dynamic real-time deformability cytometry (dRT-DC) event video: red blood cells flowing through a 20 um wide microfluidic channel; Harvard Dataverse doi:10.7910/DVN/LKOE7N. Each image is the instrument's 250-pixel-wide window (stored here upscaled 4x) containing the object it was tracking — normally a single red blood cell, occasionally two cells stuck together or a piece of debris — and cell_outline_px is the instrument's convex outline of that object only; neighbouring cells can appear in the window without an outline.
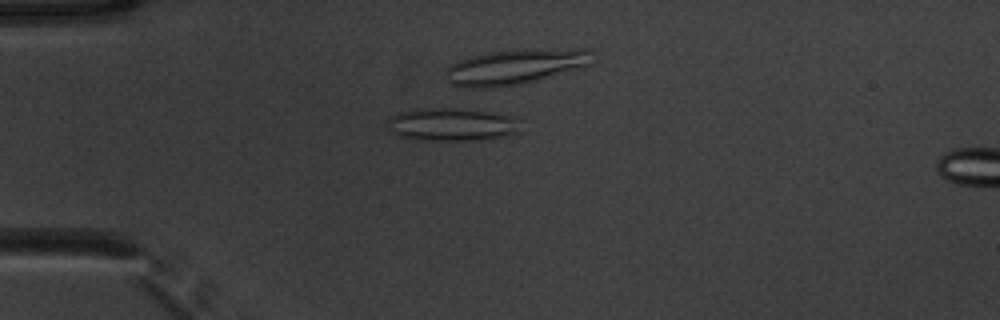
{"species": "common noctule bat (a hibernating species)", "species_latin": "Nyctalus noctula", "temperature_condition": "warm", "stored_images_in_passage": 54, "camera_frame_rate_fps": 3000, "um_per_image_px": 0.085, "animal": {"sex": "male", "body_mass_g": 20.1, "forearm_length_mm": 53.5}, "frame": {"image": 1, "passage_image": 15, "time_ms": 4.667, "image_size_px": [1000, 320], "cell_outline_px": [[520, 132], [500, 136], [476, 140], [416, 140], [400, 136], [392, 132], [388, 128], [388, 116], [396, 112], [420, 108], [460, 108], [508, 116], [520, 120]], "centroid_in_image_um": [38.33, 10.57], "position_along_channel_um": 46.7, "area_um2": 25.49}}
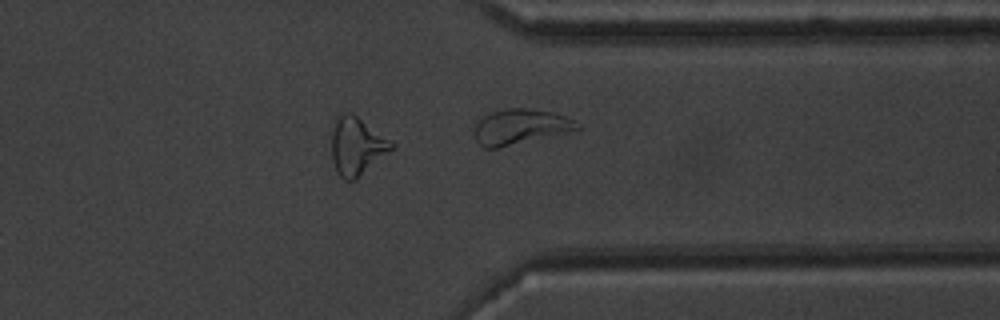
{"frame": {"image": 2, "passage_image": 43, "time_ms": 14.0, "image_size_px": [1000, 320], "cell_outline_px": [[396, 148], [356, 180], [344, 180], [336, 172], [332, 160], [332, 132], [336, 116], [344, 112], [352, 112], [392, 140], [396, 144]], "centroid_in_image_um": [30.37, 12.42], "position_along_channel_um": 381.0, "area_um2": 20.81}}
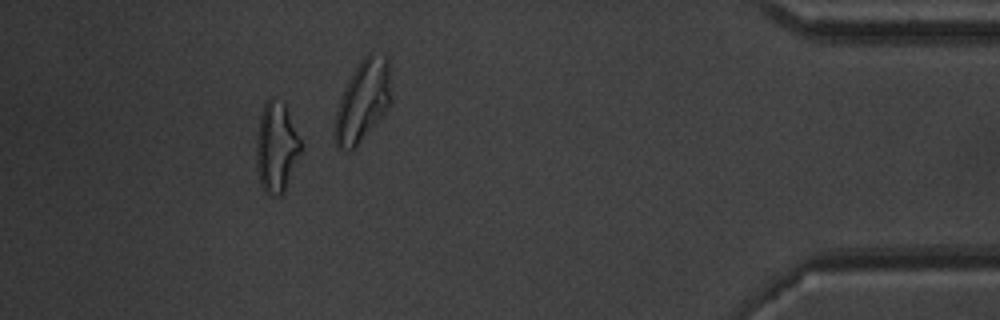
{"frame": {"image": 3, "passage_image": 49, "time_ms": 16.0, "image_size_px": [1000, 320], "cell_outline_px": [[300, 152], [284, 192], [280, 196], [276, 196], [264, 192], [260, 184], [256, 168], [256, 136], [260, 116], [264, 104], [268, 96], [272, 96], [284, 104], [288, 112], [300, 140]], "centroid_in_image_um": [23.45, 12.52], "position_along_channel_um": 411.8, "area_um2": 23.29}, "authors_computed_cell_mechanics": {"area_um2": 20.9525, "velocity_mm_per_s": 3.8751, "shape_relaxation_time_tau1_ms": null, "shape_relaxation_time_tau2_ms": 3.5508, "deformation_change_tau1": null, "deformation_change_tau2": 0.1637}}